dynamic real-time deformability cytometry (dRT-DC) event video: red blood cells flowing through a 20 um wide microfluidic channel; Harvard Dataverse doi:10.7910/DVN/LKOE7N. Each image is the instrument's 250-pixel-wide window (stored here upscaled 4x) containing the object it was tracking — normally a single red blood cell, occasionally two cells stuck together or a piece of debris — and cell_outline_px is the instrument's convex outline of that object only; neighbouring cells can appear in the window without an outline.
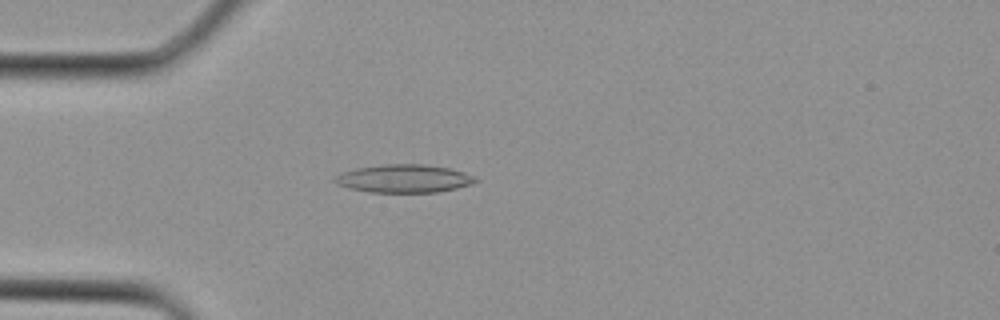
{"species": "Egyptian fruit bat (a non-hibernating species)", "species_latin": "Rousettus aegyptiacus", "temperature_condition": "cold", "stored_images_in_passage": 3, "camera_frame_rate_fps": 3000, "um_per_image_px": 0.085, "animal": {"sex": "female"}, "frame": {"image": 1, "passage_image": 3, "time_ms": 0.667, "image_size_px": [1000, 320], "cell_outline_px": [[480, 180], [472, 184], [456, 188], [436, 192], [368, 192], [348, 188], [336, 184], [332, 180], [340, 172], [356, 168], [384, 164], [424, 164], [448, 168], [464, 172], [476, 176]], "centroid_in_image_um": [34.32, 15.18], "position_along_channel_um": 50.7, "area_um2": 23.18}}